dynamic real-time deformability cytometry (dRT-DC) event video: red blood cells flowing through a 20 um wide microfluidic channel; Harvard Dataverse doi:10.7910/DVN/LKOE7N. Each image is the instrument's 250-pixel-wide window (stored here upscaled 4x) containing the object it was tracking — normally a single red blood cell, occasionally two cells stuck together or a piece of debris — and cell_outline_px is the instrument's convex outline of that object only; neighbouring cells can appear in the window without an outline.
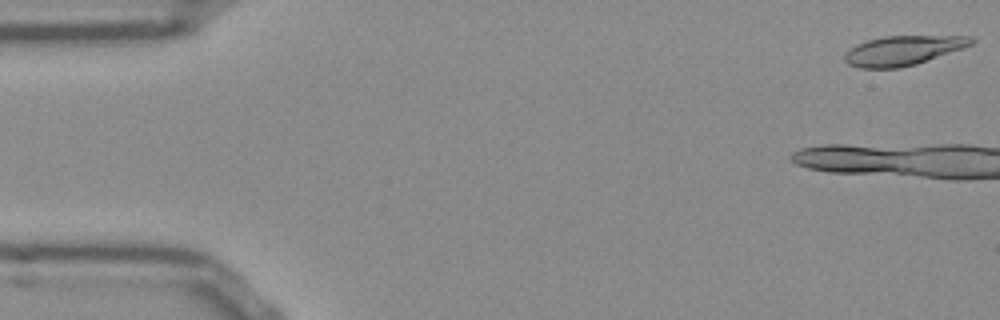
{"species": "Egyptian fruit bat (a non-hibernating species)", "species_latin": "Rousettus aegyptiacus", "temperature_condition": "room temperature", "stored_images_in_passage": 39, "camera_frame_rate_fps": 3000, "um_per_image_px": 0.085, "frame": {"image": 1, "passage_image": 1, "time_ms": 0.0, "image_size_px": [1000, 320], "cell_outline_px": [[976, 40], [972, 44], [964, 48], [916, 64], [896, 68], [860, 68], [848, 64], [844, 60], [844, 52], [856, 44], [868, 40], [884, 36], [972, 36]], "centroid_in_image_um": [76.75, 4.29], "position_along_channel_um": 8.3, "area_um2": 21.85}}